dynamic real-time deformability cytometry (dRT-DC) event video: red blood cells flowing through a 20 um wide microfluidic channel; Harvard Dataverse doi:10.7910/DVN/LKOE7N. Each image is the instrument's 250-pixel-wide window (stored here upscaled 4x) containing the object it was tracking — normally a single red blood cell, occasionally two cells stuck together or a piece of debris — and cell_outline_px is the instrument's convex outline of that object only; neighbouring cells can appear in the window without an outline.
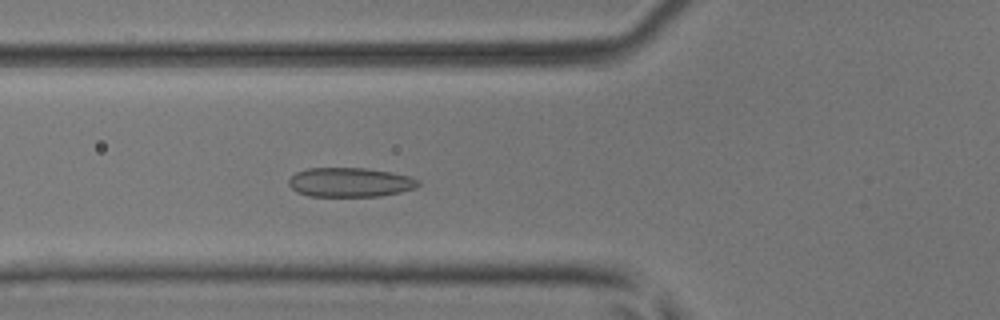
{"species": "common noctule bat (a hibernating species)", "species_latin": "Nyctalus noctula", "temperature_condition": "room temperature", "stored_images_in_passage": 50, "camera_frame_rate_fps": 3000, "um_per_image_px": 0.085, "animal": {"sex": "male", "body_mass_g": 17.9, "forearm_length_mm": 54.2}, "frame": {"image": 1, "passage_image": 19, "time_ms": 6.0, "image_size_px": [1000, 320], "cell_outline_px": [[420, 184], [416, 188], [400, 192], [380, 196], [308, 196], [296, 192], [288, 184], [288, 180], [296, 172], [308, 168], [364, 168], [392, 172], [408, 176], [420, 180]], "centroid_in_image_um": [29.75, 15.5], "position_along_channel_um": 96.0, "area_um2": 22.2}}
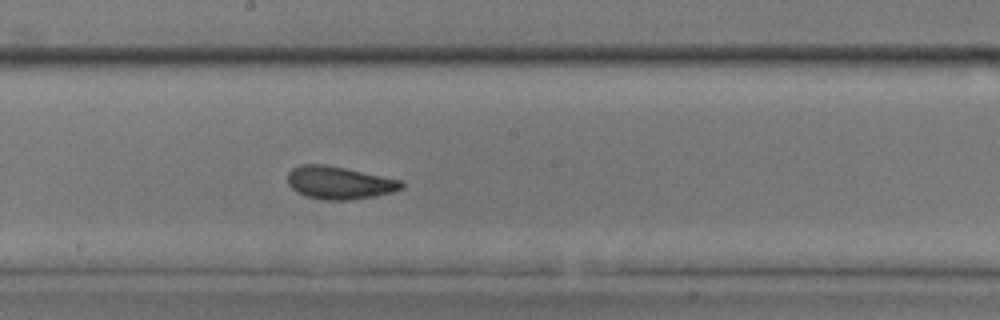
{"frame": {"image": 2, "passage_image": 28, "time_ms": 9.0, "image_size_px": [1000, 320], "cell_outline_px": [[404, 188], [392, 192], [372, 196], [348, 200], [324, 200], [308, 196], [296, 192], [288, 184], [288, 172], [292, 168], [300, 164], [324, 164], [404, 180]], "centroid_in_image_um": [28.84, 15.52], "position_along_channel_um": 219.4, "area_um2": 21.73}}
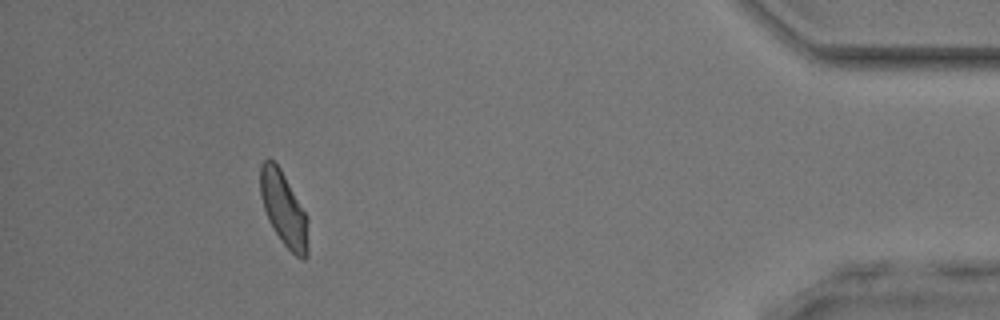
{"frame": {"image": 3, "passage_image": 46, "time_ms": 15.0, "image_size_px": [1000, 320], "cell_outline_px": [[308, 256], [304, 260], [300, 260], [280, 240], [268, 220], [260, 196], [260, 164], [268, 156], [280, 168], [308, 216]], "centroid_in_image_um": [24.13, 17.78], "position_along_channel_um": 411.1, "area_um2": 20.92}, "authors_computed_cell_mechanics": {"area_um2": 21.6172, "velocity_mm_per_s": 4.1202, "shape_relaxation_time_tau1_ms": 4.6315, "shape_relaxation_time_tau2_ms": 1.352, "deformation_change_tau1": 0.1056, "deformation_change_tau2": 0.0686}}